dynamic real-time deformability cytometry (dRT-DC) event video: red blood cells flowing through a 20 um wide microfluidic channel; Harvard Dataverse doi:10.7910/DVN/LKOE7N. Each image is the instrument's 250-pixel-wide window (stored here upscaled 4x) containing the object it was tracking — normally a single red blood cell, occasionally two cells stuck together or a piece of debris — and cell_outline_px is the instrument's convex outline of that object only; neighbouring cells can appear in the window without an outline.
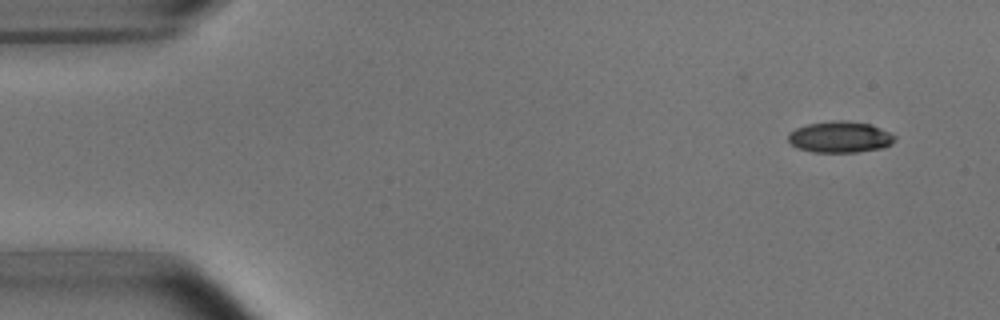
{"species": "common noctule bat (a hibernating species)", "species_latin": "Nyctalus noctula", "temperature_condition": "room temperature", "stored_images_in_passage": 4, "camera_frame_rate_fps": 3000, "um_per_image_px": 0.085, "animal": {"sex": "male", "body_mass_g": 15.6}, "frame": {"image": 1, "passage_image": 1, "time_ms": 0.0, "image_size_px": [1000, 320], "cell_outline_px": [[896, 140], [892, 144], [884, 148], [856, 152], [812, 152], [796, 148], [788, 140], [788, 132], [796, 128], [808, 124], [836, 120], [844, 120], [872, 124], [896, 136]], "centroid_in_image_um": [71.41, 11.65], "position_along_channel_um": 13.6, "area_um2": 19.59}}
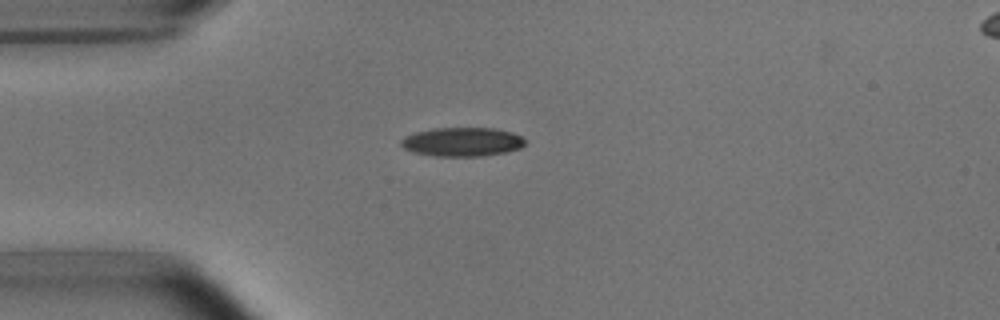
{"frame": {"image": 2, "passage_image": 4, "time_ms": 3.333, "image_size_px": [1000, 320], "cell_outline_px": [[524, 144], [520, 148], [504, 152], [480, 156], [436, 156], [416, 152], [404, 148], [400, 144], [400, 140], [404, 136], [416, 132], [436, 128], [492, 128], [512, 132], [520, 136], [524, 140]], "centroid_in_image_um": [39.27, 12.05], "position_along_channel_um": 45.7, "area_um2": 20.63}}